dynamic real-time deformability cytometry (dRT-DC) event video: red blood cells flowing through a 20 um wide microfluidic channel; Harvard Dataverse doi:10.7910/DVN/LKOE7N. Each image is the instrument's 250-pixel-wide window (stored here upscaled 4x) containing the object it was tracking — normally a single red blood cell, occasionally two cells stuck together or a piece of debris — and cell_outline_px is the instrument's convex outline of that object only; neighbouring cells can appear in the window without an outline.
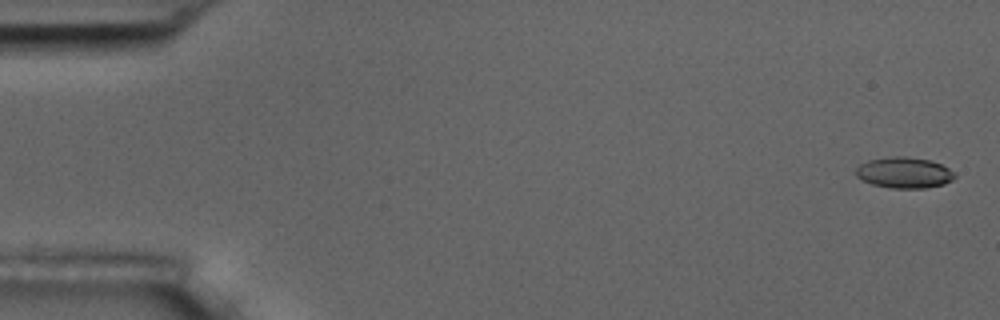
{"species": "common noctule bat (a hibernating species)", "species_latin": "Nyctalus noctula", "temperature_condition": "room temperature", "stored_images_in_passage": 6, "camera_frame_rate_fps": 3000, "um_per_image_px": 0.085, "animal": {"sex": "male", "body_mass_g": 17.5, "forearm_length_mm": 52.3}, "frame": {"image": 1, "passage_image": 1, "time_ms": 0.0, "image_size_px": [1000, 320], "cell_outline_px": [[956, 176], [952, 180], [944, 184], [924, 188], [892, 188], [872, 184], [860, 180], [856, 176], [856, 168], [860, 164], [868, 160], [892, 156], [904, 156], [928, 160], [940, 164], [956, 172]], "centroid_in_image_um": [76.84, 14.68], "position_along_channel_um": 8.2, "area_um2": 17.86}}